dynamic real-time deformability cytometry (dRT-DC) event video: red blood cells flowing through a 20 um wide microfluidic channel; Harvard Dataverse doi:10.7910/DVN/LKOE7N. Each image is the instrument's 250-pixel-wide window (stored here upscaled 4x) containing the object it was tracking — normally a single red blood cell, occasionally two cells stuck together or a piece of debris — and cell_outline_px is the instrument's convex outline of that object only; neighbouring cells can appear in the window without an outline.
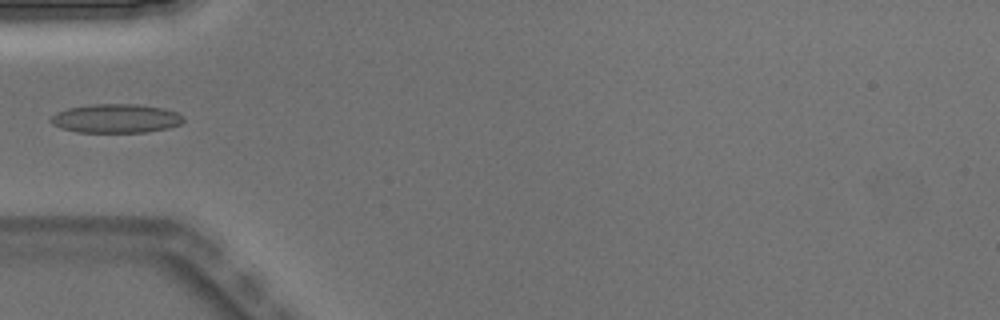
{"species": "Egyptian fruit bat (a non-hibernating species)", "species_latin": "Rousettus aegyptiacus", "temperature_condition": "warm", "stored_images_in_passage": 4, "camera_frame_rate_fps": 3000, "um_per_image_px": 0.085, "animal": {"sex": "male"}, "frame": {"image": 1, "passage_image": 4, "time_ms": 1.0, "image_size_px": [1000, 320], "cell_outline_px": [[184, 120], [180, 124], [168, 128], [148, 132], [76, 132], [60, 128], [52, 124], [48, 120], [56, 112], [68, 108], [88, 104], [136, 104], [164, 108], [176, 112], [184, 116]], "centroid_in_image_um": [9.83, 10.07], "position_along_channel_um": 75.2, "area_um2": 22.54}}